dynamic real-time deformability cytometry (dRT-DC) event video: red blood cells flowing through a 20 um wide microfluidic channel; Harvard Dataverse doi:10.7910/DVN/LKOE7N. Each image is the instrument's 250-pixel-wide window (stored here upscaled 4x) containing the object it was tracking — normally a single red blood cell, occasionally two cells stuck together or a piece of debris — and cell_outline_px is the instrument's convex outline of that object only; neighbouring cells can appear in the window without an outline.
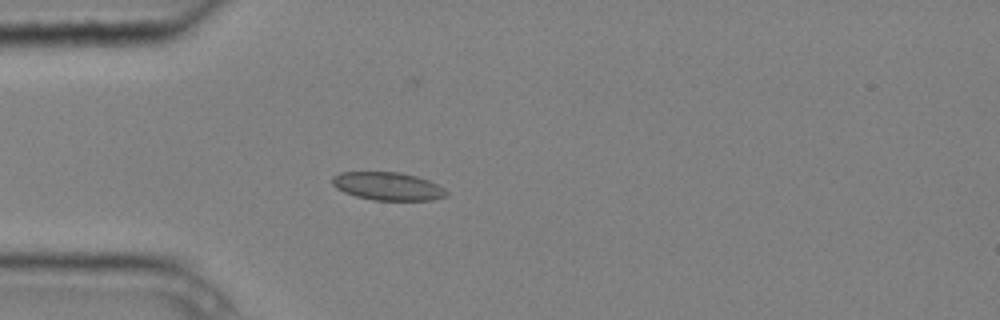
{"species": "common noctule bat (a hibernating species)", "species_latin": "Nyctalus noctula", "temperature_condition": "cold", "stored_images_in_passage": 3, "camera_frame_rate_fps": 3000, "um_per_image_px": 0.085, "animal": {"sex": "male", "body_mass_g": 20.4}, "frame": {"image": 1, "passage_image": 3, "time_ms": 0.667, "image_size_px": [1000, 320], "cell_outline_px": [[448, 196], [432, 200], [372, 200], [356, 196], [344, 192], [336, 188], [332, 184], [332, 176], [340, 172], [400, 172], [416, 176], [428, 180], [444, 188], [448, 192]], "centroid_in_image_um": [32.96, 15.83], "position_along_channel_um": 52.0, "area_um2": 18.73}}